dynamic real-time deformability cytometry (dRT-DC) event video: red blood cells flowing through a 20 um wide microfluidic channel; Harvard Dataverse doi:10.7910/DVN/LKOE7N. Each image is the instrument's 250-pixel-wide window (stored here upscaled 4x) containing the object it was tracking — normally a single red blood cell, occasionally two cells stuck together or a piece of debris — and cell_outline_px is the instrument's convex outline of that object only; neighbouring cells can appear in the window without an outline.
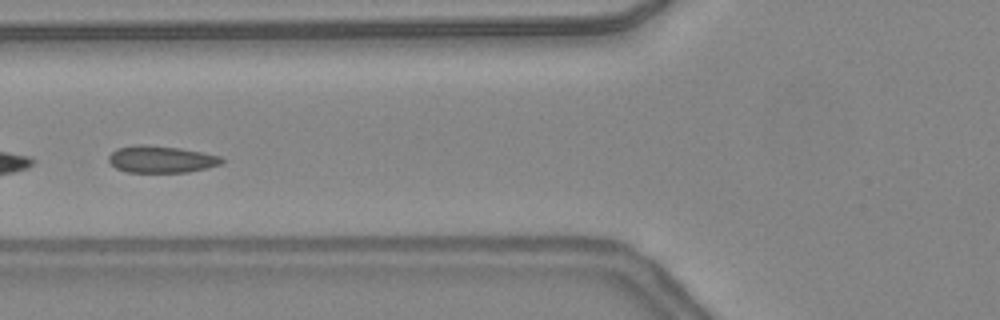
{"species": "common noctule bat (a hibernating species)", "species_latin": "Nyctalus noctula", "temperature_condition": "warm", "stored_images_in_passage": 41, "segment_of_instrument_passage": [2, 2], "camera_frame_rate_fps": 3000, "um_per_image_px": 0.085, "animal": {"sex": "female", "body_mass_g": 24.6, "forearm_length_mm": 56.2}, "frame": {"image": 1, "passage_image": 12, "time_ms": 3.667, "image_size_px": [1000, 320], "cell_outline_px": [[224, 160], [220, 164], [208, 168], [188, 172], [128, 172], [116, 168], [108, 160], [108, 156], [116, 148], [140, 144], [180, 148], [220, 156]], "centroid_in_image_um": [13.69, 13.54], "position_along_channel_um": 112.1, "area_um2": 17.63}}